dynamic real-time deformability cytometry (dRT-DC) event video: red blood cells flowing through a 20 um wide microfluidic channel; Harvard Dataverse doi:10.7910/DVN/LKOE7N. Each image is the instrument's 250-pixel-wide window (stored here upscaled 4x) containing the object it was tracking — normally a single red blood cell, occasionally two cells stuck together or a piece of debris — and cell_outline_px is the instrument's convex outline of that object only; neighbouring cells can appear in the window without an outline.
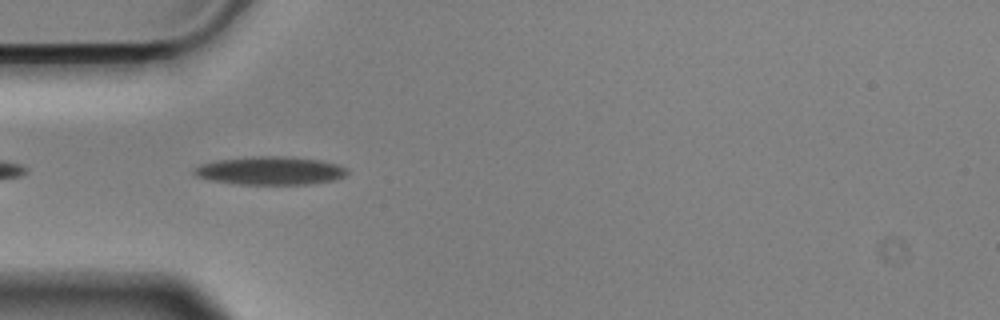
{"species": "Egyptian fruit bat (a non-hibernating species)", "species_latin": "Rousettus aegyptiacus", "temperature_condition": "cold", "stored_images_in_passage": 41, "camera_frame_rate_fps": 3000, "um_per_image_px": 0.085, "animal": {"sex": "male"}, "frame": {"image": 1, "passage_image": 2, "time_ms": 0.333, "image_size_px": [1000, 320], "cell_outline_px": [[348, 172], [344, 176], [332, 180], [308, 184], [236, 184], [208, 180], [196, 176], [192, 172], [192, 168], [200, 164], [216, 160], [252, 156], [284, 156], [320, 160], [336, 164], [344, 168]], "centroid_in_image_um": [22.88, 14.5], "position_along_channel_um": 62.1, "area_um2": 25.2}}
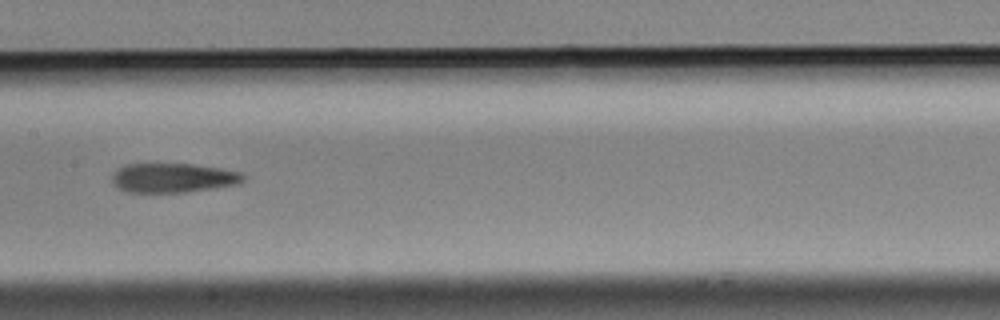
{"frame": {"image": 2, "passage_image": 13, "time_ms": 4.0, "image_size_px": [1000, 320], "cell_outline_px": [[244, 180], [240, 184], [216, 188], [184, 192], [128, 192], [120, 188], [112, 180], [112, 176], [120, 168], [128, 164], [192, 164], [220, 168], [244, 172]], "centroid_in_image_um": [14.81, 15.12], "position_along_channel_um": 192.6, "area_um2": 22.31}}
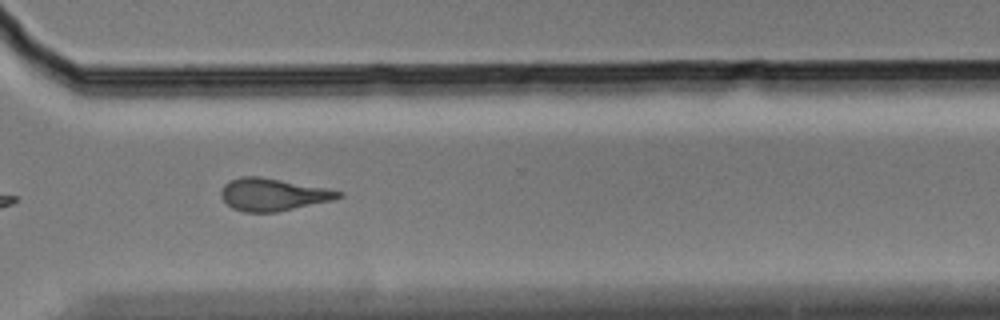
{"frame": {"image": 3, "passage_image": 26, "time_ms": 8.333, "image_size_px": [1000, 320], "cell_outline_px": [[344, 196], [332, 200], [276, 212], [244, 212], [232, 208], [220, 196], [220, 192], [224, 184], [228, 180], [240, 176], [260, 176], [324, 188], [344, 192]], "centroid_in_image_um": [23.16, 16.53], "position_along_channel_um": 347.4, "area_um2": 22.08}, "authors_computed_cell_mechanics": {"area_um2": 22.3108, "velocity_mm_per_s": 3.5847, "shape_relaxation_time_tau1_ms": 9.9277, "shape_relaxation_time_tau2_ms": 4.1823, "deformation_change_tau1": 0.2127, "deformation_change_tau2": 0.1524}}